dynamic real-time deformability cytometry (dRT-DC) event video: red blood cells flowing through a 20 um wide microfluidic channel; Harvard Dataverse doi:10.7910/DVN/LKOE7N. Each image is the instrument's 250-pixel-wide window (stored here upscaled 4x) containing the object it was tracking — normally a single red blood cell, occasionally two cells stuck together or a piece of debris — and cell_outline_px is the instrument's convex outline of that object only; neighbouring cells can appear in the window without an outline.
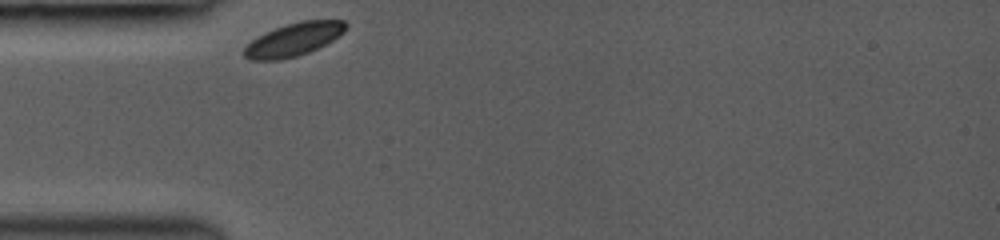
{"species": "common noctule bat (a hibernating species)", "species_latin": "Nyctalus noctula", "temperature_condition": "room temperature", "stored_images_in_passage": 7, "camera_frame_rate_fps": 3000, "um_per_image_px": 0.085, "animal": {"sex": "female", "body_mass_g": 19.0, "forearm_length_mm": 53.3}, "frame": {"image": 1, "passage_image": 1, "time_ms": 0.0, "image_size_px": [1000, 240], "cell_outline_px": [[348, 28], [344, 32], [332, 40], [308, 52], [296, 56], [280, 60], [248, 60], [240, 52], [252, 40], [276, 28], [300, 20], [344, 20], [348, 24]], "centroid_in_image_um": [24.96, 3.36], "position_along_channel_um": 60.0, "area_um2": 19.42}}
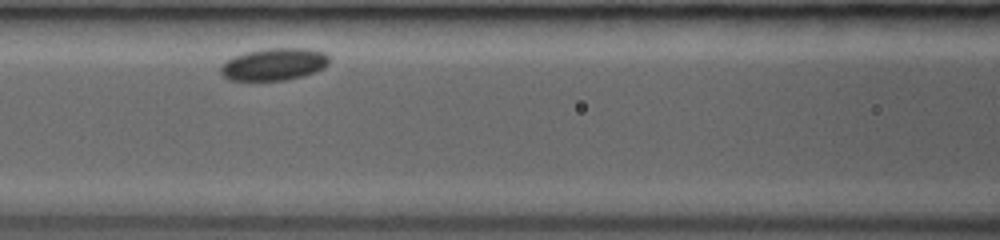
{"frame": {"image": 2, "passage_image": 5, "time_ms": 2.333, "image_size_px": [1000, 240], "cell_outline_px": [[328, 64], [324, 68], [316, 72], [304, 76], [288, 80], [228, 80], [220, 72], [220, 64], [232, 56], [244, 52], [268, 48], [308, 48], [324, 52], [328, 56]], "centroid_in_image_um": [23.28, 5.46], "position_along_channel_um": 143.3, "area_um2": 20.69}}
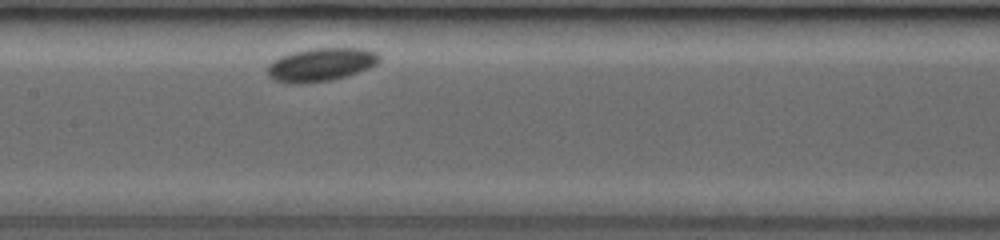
{"frame": {"image": 3, "passage_image": 7, "time_ms": 3.333, "image_size_px": [1000, 240], "cell_outline_px": [[380, 60], [376, 64], [368, 68], [344, 76], [328, 80], [300, 84], [284, 84], [272, 80], [268, 76], [268, 64], [272, 60], [280, 56], [292, 52], [308, 48], [364, 48], [376, 52], [380, 56]], "centroid_in_image_um": [27.21, 5.49], "position_along_channel_um": 180.2, "area_um2": 21.85}}